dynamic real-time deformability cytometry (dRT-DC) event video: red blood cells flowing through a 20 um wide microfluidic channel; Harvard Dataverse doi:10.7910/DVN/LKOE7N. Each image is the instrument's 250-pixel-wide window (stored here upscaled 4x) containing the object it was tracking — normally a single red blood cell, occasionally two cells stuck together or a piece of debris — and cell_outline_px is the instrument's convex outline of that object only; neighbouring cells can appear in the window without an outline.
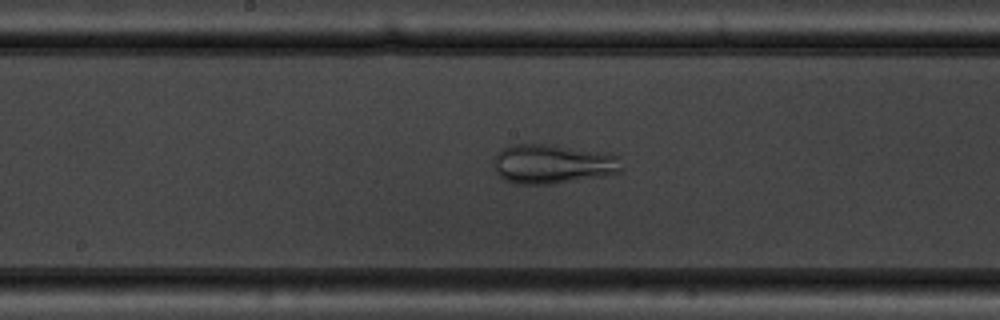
{"species": "common noctule bat (a hibernating species)", "species_latin": "Nyctalus noctula", "temperature_condition": "warm", "stored_images_in_passage": 48, "camera_frame_rate_fps": 3000, "um_per_image_px": 0.085, "animal": {"sex": "male", "body_mass_g": 19.5, "forearm_length_mm": 54.6}, "frame": {"image": 1, "passage_image": 23, "time_ms": 7.333, "image_size_px": [1000, 320], "cell_outline_px": [[620, 172], [604, 176], [556, 184], [516, 184], [504, 180], [492, 168], [492, 156], [496, 152], [512, 144], [552, 144], [608, 152], [616, 156], [620, 168]], "centroid_in_image_um": [46.9, 13.93], "position_along_channel_um": 201.3, "area_um2": 29.94}}
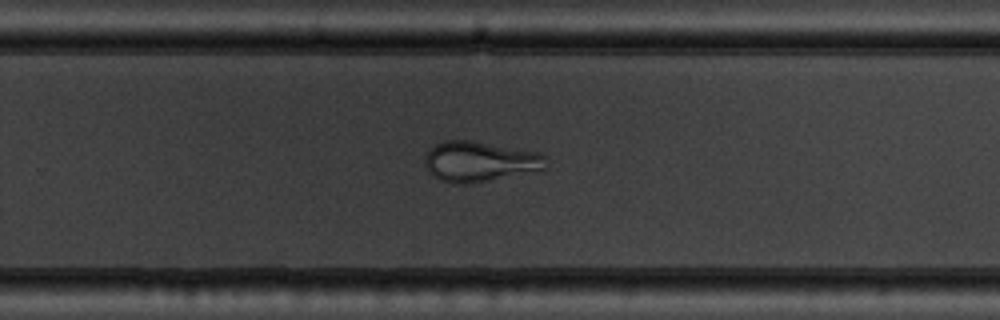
{"frame": {"image": 2, "passage_image": 30, "time_ms": 9.667, "image_size_px": [1000, 320], "cell_outline_px": [[548, 156], [544, 168], [472, 184], [456, 184], [440, 180], [428, 172], [424, 164], [424, 156], [436, 144], [444, 140], [468, 140], [540, 152]], "centroid_in_image_um": [40.74, 13.73], "position_along_channel_um": 289.1, "area_um2": 28.32}}
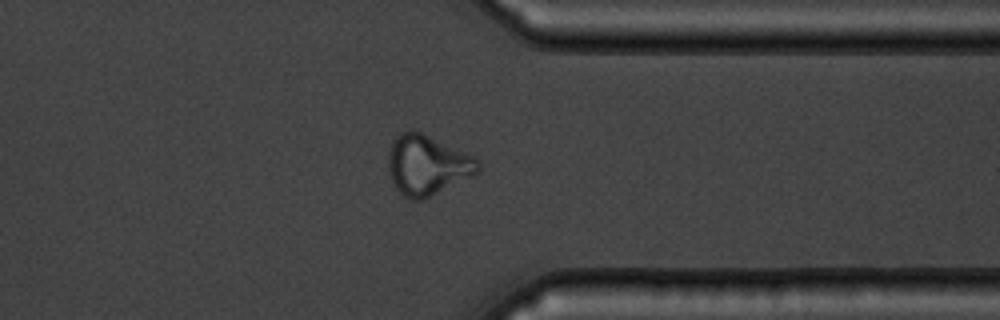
{"frame": {"image": 3, "passage_image": 37, "time_ms": 12.0, "image_size_px": [1000, 320], "cell_outline_px": [[480, 172], [420, 200], [408, 200], [396, 188], [392, 180], [388, 168], [388, 156], [392, 140], [400, 132], [408, 128], [412, 128], [476, 156], [480, 160]], "centroid_in_image_um": [36.32, 13.98], "position_along_channel_um": 375.1, "area_um2": 31.56}}